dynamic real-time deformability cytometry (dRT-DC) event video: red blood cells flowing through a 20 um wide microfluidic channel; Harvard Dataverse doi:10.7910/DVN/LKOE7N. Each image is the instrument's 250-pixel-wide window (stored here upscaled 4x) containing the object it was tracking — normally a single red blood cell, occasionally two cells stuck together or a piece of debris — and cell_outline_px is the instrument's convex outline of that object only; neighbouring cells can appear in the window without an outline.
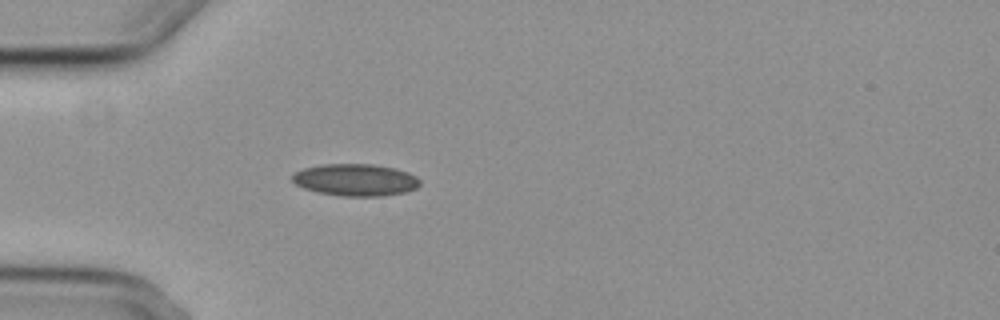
{"species": "common noctule bat (a hibernating species)", "species_latin": "Nyctalus noctula", "temperature_condition": "cold", "stored_images_in_passage": 3, "camera_frame_rate_fps": 3000, "um_per_image_px": 0.085, "animal": {"sex": "female", "body_mass_g": 29.2, "forearm_length_mm": 56.3}, "frame": {"image": 1, "passage_image": 3, "time_ms": 2.333, "image_size_px": [1000, 320], "cell_outline_px": [[420, 184], [416, 188], [404, 192], [384, 196], [340, 196], [316, 192], [304, 188], [296, 184], [292, 180], [292, 176], [296, 172], [304, 168], [320, 164], [372, 164], [396, 168], [408, 172], [416, 176], [420, 180]], "centroid_in_image_um": [30.22, 15.29], "position_along_channel_um": 54.8, "area_um2": 23.93}}